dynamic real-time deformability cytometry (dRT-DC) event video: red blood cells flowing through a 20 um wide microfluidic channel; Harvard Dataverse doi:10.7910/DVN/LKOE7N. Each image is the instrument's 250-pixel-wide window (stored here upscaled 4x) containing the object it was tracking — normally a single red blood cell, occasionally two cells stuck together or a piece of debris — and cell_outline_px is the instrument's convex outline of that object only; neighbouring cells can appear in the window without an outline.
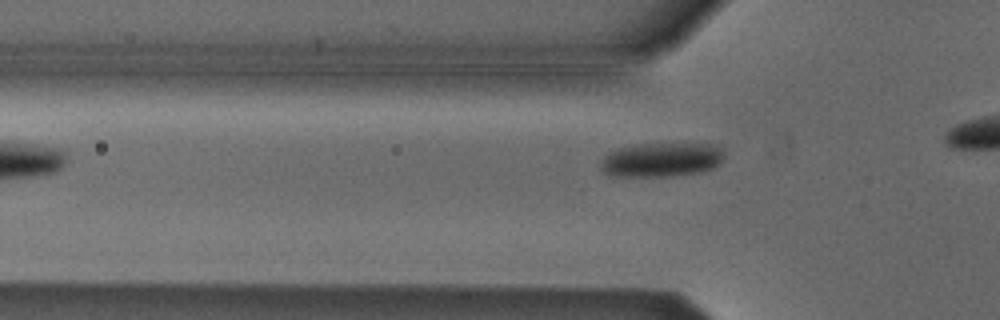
{"species": "Egyptian fruit bat (a non-hibernating species)", "species_latin": "Rousettus aegyptiacus", "temperature_condition": "cold", "stored_images_in_passage": 10, "camera_frame_rate_fps": 3000, "um_per_image_px": 0.085, "animal": {"sex": "male"}, "frame": {"image": 1, "passage_image": 4, "time_ms": 1.0, "image_size_px": [1000, 320], "cell_outline_px": [[724, 156], [720, 164], [712, 168], [700, 172], [672, 176], [608, 176], [600, 168], [600, 160], [608, 152], [620, 148], [640, 144], [716, 144], [724, 148]], "centroid_in_image_um": [56.23, 13.58], "position_along_channel_um": 69.6, "area_um2": 24.85}}
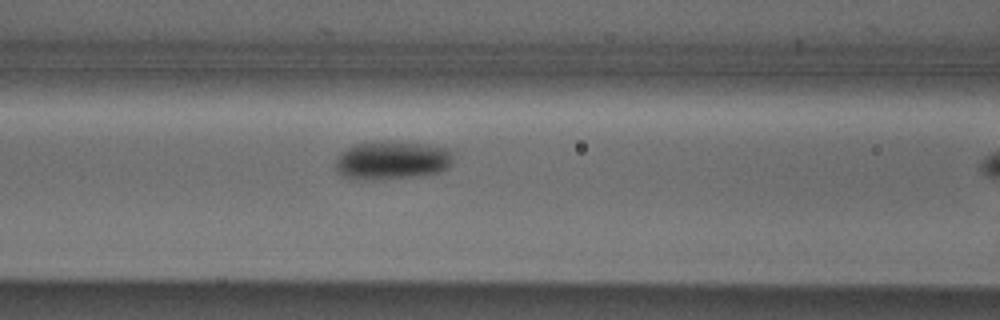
{"frame": {"image": 2, "passage_image": 9, "time_ms": 2.667, "image_size_px": [1000, 320], "cell_outline_px": [[452, 164], [448, 168], [440, 172], [416, 176], [344, 176], [336, 168], [336, 160], [340, 152], [356, 144], [384, 140], [392, 140], [428, 144], [448, 148], [452, 152]], "centroid_in_image_um": [33.42, 13.53], "position_along_channel_um": 133.2, "area_um2": 25.49}}